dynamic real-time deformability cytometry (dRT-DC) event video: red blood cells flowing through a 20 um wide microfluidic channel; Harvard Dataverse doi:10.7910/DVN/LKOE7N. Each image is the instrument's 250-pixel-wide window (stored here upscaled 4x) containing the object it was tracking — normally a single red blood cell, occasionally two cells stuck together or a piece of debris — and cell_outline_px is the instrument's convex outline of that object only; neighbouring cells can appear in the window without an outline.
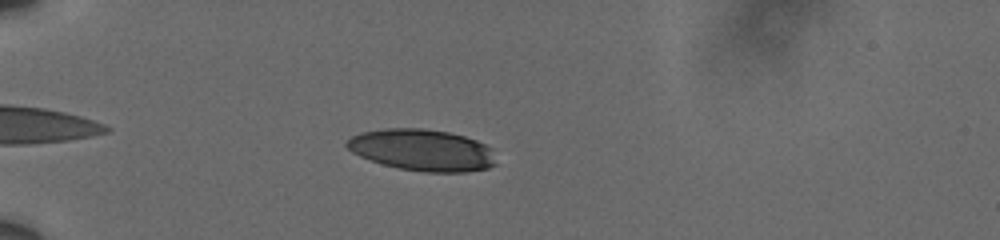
{"species": "human", "species_latin": "Homo sapiens", "temperature_condition": "cold", "stored_images_in_passage": 43, "camera_frame_rate_fps": 3000, "um_per_image_px": 0.085, "donor": {"sex": "male"}, "frame": {"image": 1, "passage_image": 7, "time_ms": 2.0, "image_size_px": [1000, 240], "cell_outline_px": [[496, 164], [488, 168], [464, 172], [424, 172], [400, 168], [384, 164], [360, 156], [352, 152], [344, 144], [352, 136], [364, 132], [384, 128], [424, 128], [448, 132], [464, 136], [476, 140], [492, 148]], "centroid_in_image_um": [35.91, 12.75], "position_along_channel_um": 49.1, "area_um2": 36.01}}
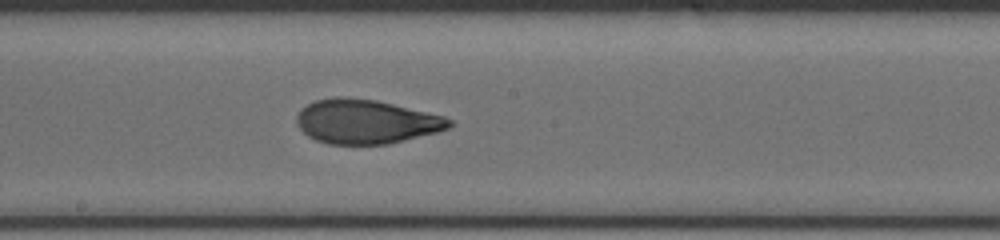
{"frame": {"image": 2, "passage_image": 24, "time_ms": 7.667, "image_size_px": [1000, 240], "cell_outline_px": [[452, 124], [448, 128], [436, 132], [388, 144], [328, 144], [316, 140], [308, 136], [296, 124], [296, 116], [300, 108], [316, 100], [336, 96], [348, 96], [376, 100], [444, 116], [452, 120]], "centroid_in_image_um": [31.07, 10.32], "position_along_channel_um": 217.1, "area_um2": 39.3}}
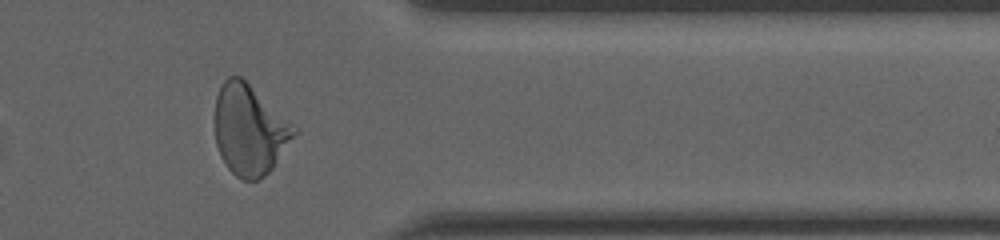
{"frame": {"image": 3, "passage_image": 39, "time_ms": 12.667, "image_size_px": [1000, 240], "cell_outline_px": [[296, 132], [272, 168], [260, 180], [240, 180], [224, 164], [220, 156], [216, 144], [216, 96], [224, 80], [228, 76], [240, 76], [296, 128]], "centroid_in_image_um": [21.17, 11.07], "position_along_channel_um": 390.2, "area_um2": 40.75}, "authors_computed_cell_mechanics": {"area_um2": 38.8994, "velocity_mm_per_s": 3.6124, "shape_relaxation_time_tau1_ms": 4.9911, "shape_relaxation_time_tau2_ms": 1.6762, "deformation_change_tau1": 0.1919, "deformation_change_tau2": 0.0747}}